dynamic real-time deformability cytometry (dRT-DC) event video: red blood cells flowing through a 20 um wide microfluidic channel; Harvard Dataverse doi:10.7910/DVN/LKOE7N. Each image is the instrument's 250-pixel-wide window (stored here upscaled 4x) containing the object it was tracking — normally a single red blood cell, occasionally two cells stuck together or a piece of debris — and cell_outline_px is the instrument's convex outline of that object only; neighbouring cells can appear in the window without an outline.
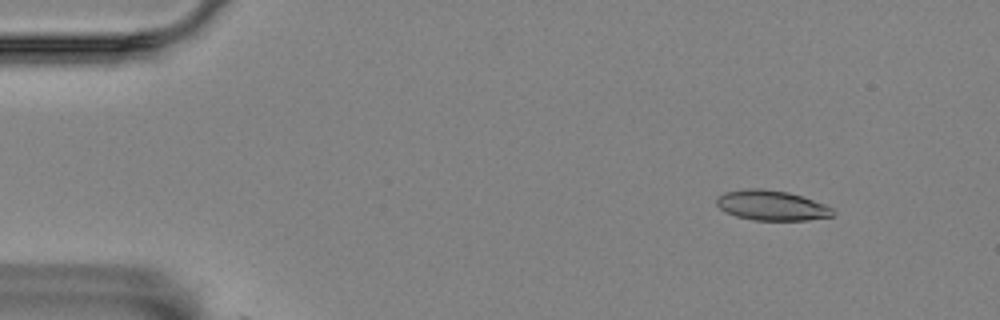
{"species": "Egyptian fruit bat (a non-hibernating species)", "species_latin": "Rousettus aegyptiacus", "temperature_condition": "room temperature", "stored_images_in_passage": 5, "camera_frame_rate_fps": 3000, "um_per_image_px": 0.085, "animal": {"sex": "female"}, "frame": {"image": 1, "passage_image": 2, "time_ms": 0.333, "image_size_px": [1000, 320], "cell_outline_px": [[836, 212], [832, 216], [808, 220], [752, 220], [736, 216], [724, 212], [716, 204], [716, 196], [724, 192], [748, 188], [764, 188], [788, 192], [824, 204], [832, 208]], "centroid_in_image_um": [65.54, 17.46], "position_along_channel_um": 19.5, "area_um2": 20.46}}
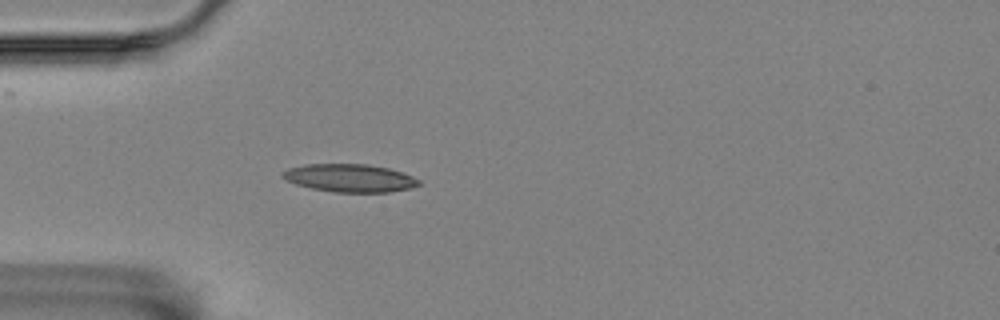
{"frame": {"image": 2, "passage_image": 5, "time_ms": 1.333, "image_size_px": [1000, 320], "cell_outline_px": [[420, 184], [408, 188], [388, 192], [332, 192], [312, 188], [296, 184], [280, 176], [280, 172], [288, 168], [304, 164], [368, 164], [388, 168], [412, 176], [420, 180]], "centroid_in_image_um": [29.68, 15.12], "position_along_channel_um": 55.3, "area_um2": 22.08}}